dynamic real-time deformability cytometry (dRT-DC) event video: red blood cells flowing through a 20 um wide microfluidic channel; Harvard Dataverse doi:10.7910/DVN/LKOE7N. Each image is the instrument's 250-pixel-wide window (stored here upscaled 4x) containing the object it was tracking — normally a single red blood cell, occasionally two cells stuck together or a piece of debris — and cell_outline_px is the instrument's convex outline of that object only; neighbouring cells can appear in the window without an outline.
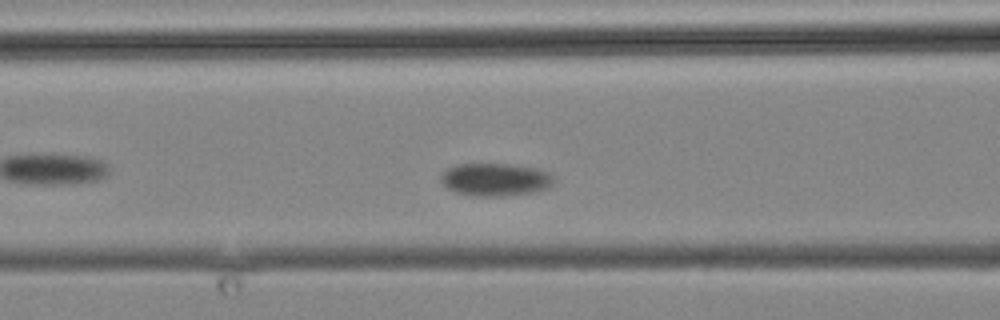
{"species": "common noctule bat (a hibernating species)", "species_latin": "Nyctalus noctula", "temperature_condition": "cold", "stored_images_in_passage": 9, "camera_frame_rate_fps": 3000, "um_per_image_px": 0.085, "animal": {"sex": "male", "body_mass_g": 19.2, "forearm_length_mm": 51.8}, "frame": {"image": 1, "passage_image": 4, "time_ms": 4.333, "image_size_px": [1000, 320], "cell_outline_px": [[552, 184], [548, 188], [536, 192], [496, 196], [472, 196], [456, 192], [444, 188], [440, 180], [440, 176], [448, 168], [456, 164], [508, 164], [540, 168], [548, 172], [552, 176]], "centroid_in_image_um": [42.07, 15.26], "position_along_channel_um": 124.5, "area_um2": 21.73}}
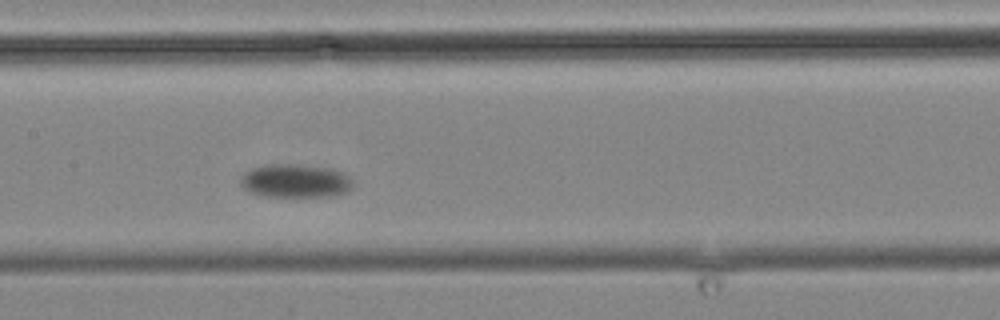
{"frame": {"image": 2, "passage_image": 6, "time_ms": 6.667, "image_size_px": [1000, 320], "cell_outline_px": [[352, 188], [348, 192], [336, 196], [264, 196], [252, 192], [244, 188], [240, 184], [240, 176], [244, 172], [252, 168], [268, 164], [296, 164], [324, 168], [340, 172], [352, 176]], "centroid_in_image_um": [25.11, 15.38], "position_along_channel_um": 182.3, "area_um2": 21.91}}
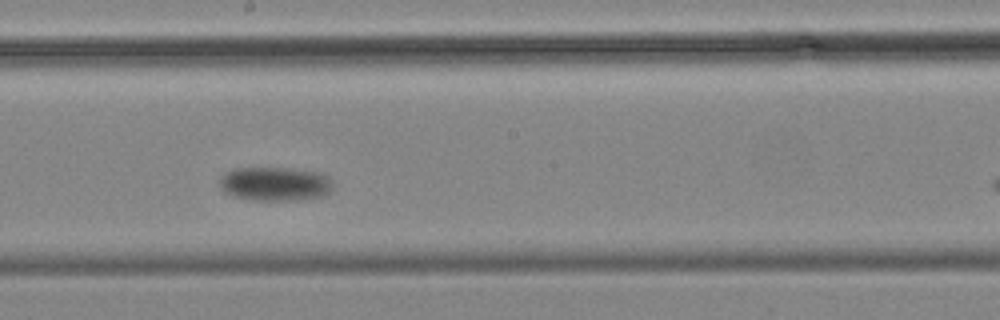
{"frame": {"image": 3, "passage_image": 7, "time_ms": 8.333, "image_size_px": [1000, 320], "cell_outline_px": [[332, 188], [328, 192], [320, 196], [292, 200], [252, 200], [232, 196], [224, 192], [220, 188], [220, 176], [224, 172], [236, 168], [284, 168], [320, 172], [328, 176], [332, 184]], "centroid_in_image_um": [23.32, 15.62], "position_along_channel_um": 224.9, "area_um2": 22.37}}